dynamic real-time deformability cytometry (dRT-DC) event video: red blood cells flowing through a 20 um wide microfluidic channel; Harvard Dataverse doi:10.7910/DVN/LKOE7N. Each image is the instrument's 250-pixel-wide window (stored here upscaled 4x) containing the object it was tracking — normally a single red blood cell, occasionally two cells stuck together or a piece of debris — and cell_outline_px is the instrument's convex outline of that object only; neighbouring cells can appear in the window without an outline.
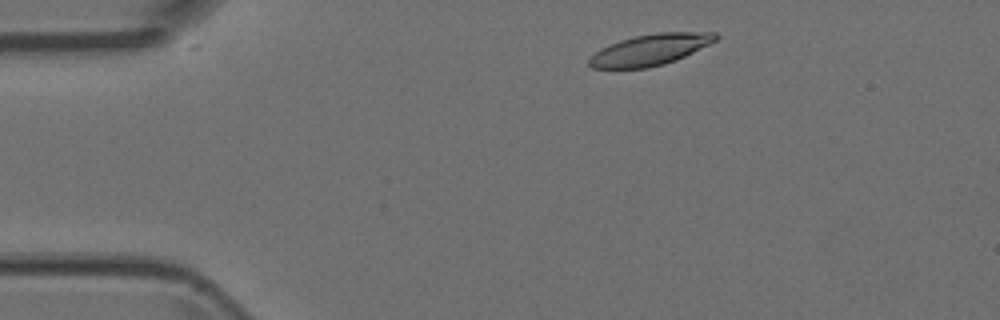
{"species": "Egyptian fruit bat (a non-hibernating species)", "species_latin": "Rousettus aegyptiacus", "temperature_condition": "room temperature", "stored_images_in_passage": 47, "camera_frame_rate_fps": 3000, "um_per_image_px": 0.085, "animal": {"sex": "female"}, "frame": {"image": 1, "passage_image": 4, "time_ms": 1.0, "image_size_px": [1000, 320], "cell_outline_px": [[720, 36], [716, 40], [676, 60], [664, 64], [648, 68], [592, 68], [588, 64], [588, 60], [600, 48], [608, 44], [620, 40], [636, 36], [656, 32], [716, 32]], "centroid_in_image_um": [55.26, 4.22], "position_along_channel_um": 29.7, "area_um2": 22.83}}
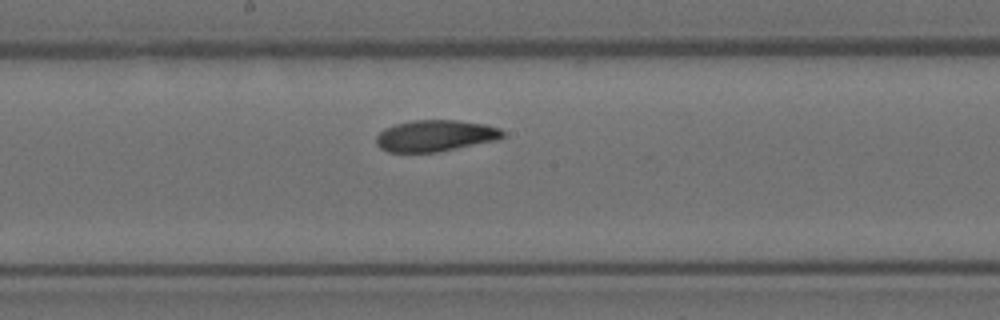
{"frame": {"image": 2, "passage_image": 22, "time_ms": 7.0, "image_size_px": [1000, 320], "cell_outline_px": [[504, 136], [496, 140], [436, 152], [388, 152], [380, 148], [376, 144], [376, 136], [384, 128], [396, 124], [412, 120], [456, 120], [488, 124], [500, 128], [504, 132]], "centroid_in_image_um": [36.99, 11.53], "position_along_channel_um": 211.2, "area_um2": 23.18}}
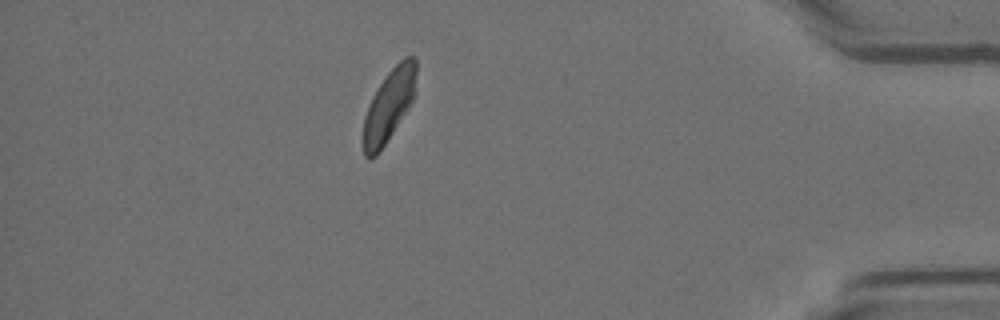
{"frame": {"image": 3, "passage_image": 40, "time_ms": 13.0, "image_size_px": [1000, 320], "cell_outline_px": [[416, 92], [408, 108], [376, 156], [368, 160], [364, 156], [360, 144], [360, 140], [364, 116], [368, 104], [372, 96], [388, 72], [404, 56], [416, 56]], "centroid_in_image_um": [33.01, 9.0], "position_along_channel_um": 402.2, "area_um2": 22.6}}